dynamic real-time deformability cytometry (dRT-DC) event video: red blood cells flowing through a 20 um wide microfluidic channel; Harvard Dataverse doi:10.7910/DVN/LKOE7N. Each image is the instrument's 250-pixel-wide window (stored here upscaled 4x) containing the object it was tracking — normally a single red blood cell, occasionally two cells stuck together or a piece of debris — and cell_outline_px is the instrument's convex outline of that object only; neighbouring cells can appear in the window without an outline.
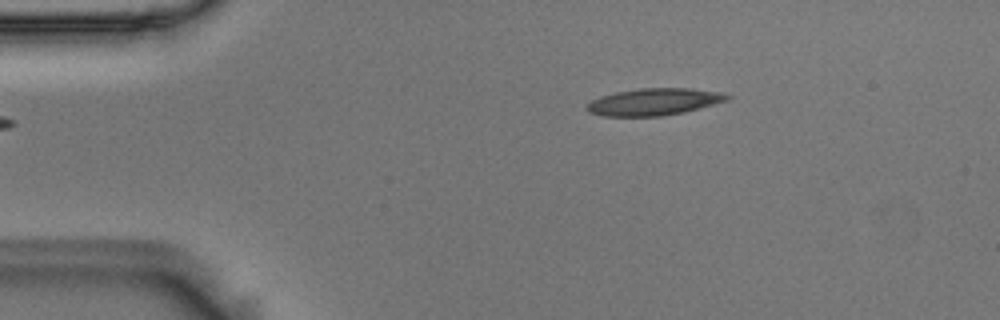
{"species": "Egyptian fruit bat (a non-hibernating species)", "species_latin": "Rousettus aegyptiacus", "temperature_condition": "room temperature", "stored_images_in_passage": 2, "camera_frame_rate_fps": 3000, "um_per_image_px": 0.085, "animal": {"sex": "male"}, "frame": {"image": 1, "passage_image": 2, "time_ms": 0.333, "image_size_px": [1000, 320], "cell_outline_px": [[732, 96], [728, 100], [700, 108], [684, 112], [660, 116], [604, 116], [588, 112], [584, 108], [592, 100], [600, 96], [616, 92], [640, 88], [692, 88], [724, 92]], "centroid_in_image_um": [55.62, 8.65], "position_along_channel_um": 29.4, "area_um2": 22.2}}